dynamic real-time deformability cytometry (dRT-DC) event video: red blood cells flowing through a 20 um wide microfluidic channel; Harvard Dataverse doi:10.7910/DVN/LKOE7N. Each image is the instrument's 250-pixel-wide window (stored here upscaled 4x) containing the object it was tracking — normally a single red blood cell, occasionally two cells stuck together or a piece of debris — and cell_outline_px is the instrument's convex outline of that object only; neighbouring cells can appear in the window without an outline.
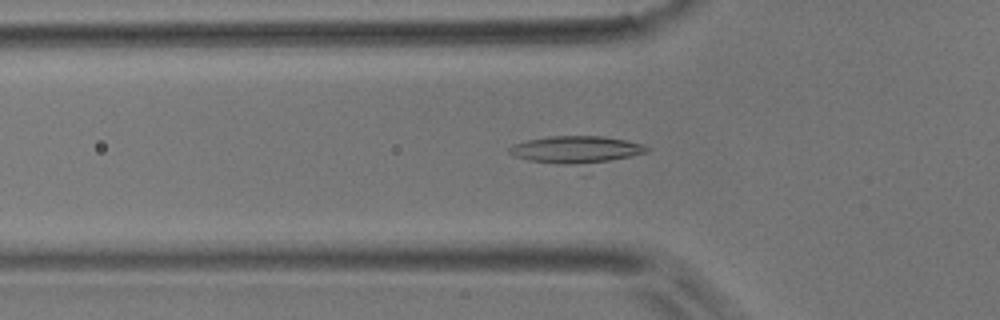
{"species": "common noctule bat (a hibernating species)", "species_latin": "Nyctalus noctula", "temperature_condition": "room temperature", "stored_images_in_passage": 51, "camera_frame_rate_fps": 3000, "um_per_image_px": 0.085, "animal": {"sex": "male", "body_mass_g": 17.9}, "frame": {"image": 1, "passage_image": 16, "time_ms": 5.0, "image_size_px": [1000, 320], "cell_outline_px": [[652, 148], [648, 152], [592, 176], [588, 176], [528, 160], [516, 156], [508, 152], [508, 148], [512, 144], [528, 140], [548, 136], [604, 136], [624, 140], [640, 144]], "centroid_in_image_um": [49.19, 12.97], "position_along_channel_um": 76.6, "area_um2": 26.59}}
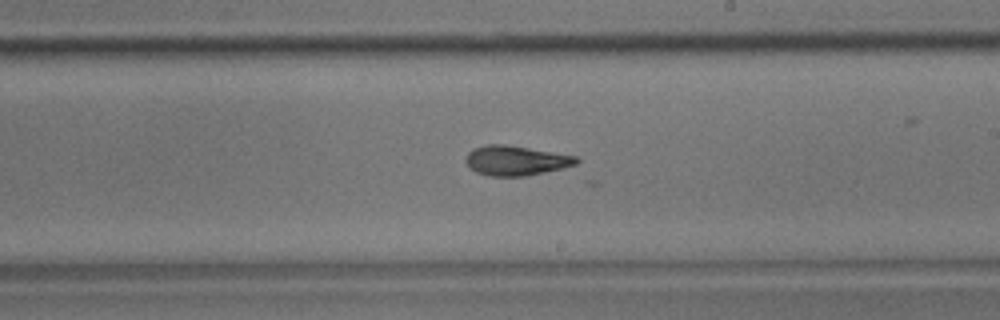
{"frame": {"image": 2, "passage_image": 29, "time_ms": 9.333, "image_size_px": [1000, 320], "cell_outline_px": [[580, 160], [576, 164], [544, 172], [524, 176], [488, 176], [476, 172], [464, 160], [468, 152], [472, 148], [488, 144], [504, 144], [576, 156]], "centroid_in_image_um": [43.8, 13.64], "position_along_channel_um": 245.2, "area_um2": 18.96}}
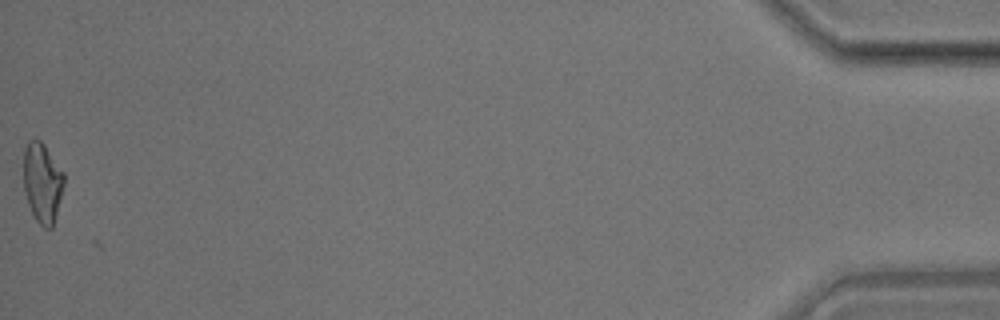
{"frame": {"image": 3, "passage_image": 51, "time_ms": 16.667, "image_size_px": [1000, 320], "cell_outline_px": [[64, 184], [52, 228], [44, 228], [36, 220], [28, 204], [24, 188], [24, 148], [28, 140], [40, 140], [44, 144], [64, 172]], "centroid_in_image_um": [3.6, 15.5], "position_along_channel_um": 431.6, "area_um2": 18.67}}